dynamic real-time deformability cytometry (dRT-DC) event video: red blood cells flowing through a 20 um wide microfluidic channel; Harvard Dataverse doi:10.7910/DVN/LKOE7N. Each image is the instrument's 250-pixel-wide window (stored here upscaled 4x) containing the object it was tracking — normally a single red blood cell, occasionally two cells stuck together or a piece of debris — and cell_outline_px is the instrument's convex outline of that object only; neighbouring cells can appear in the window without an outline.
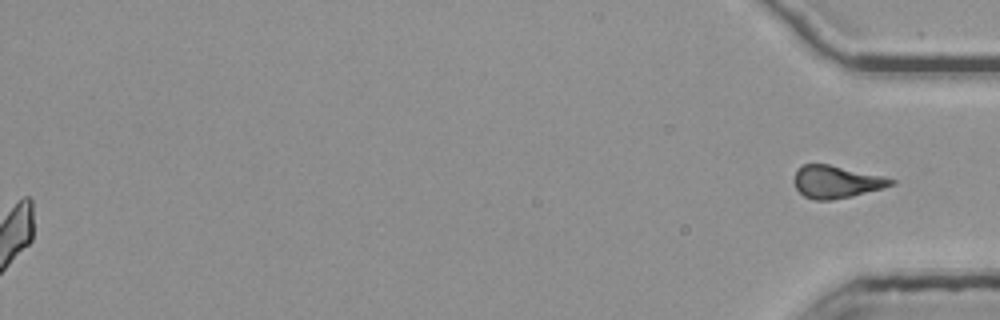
{"species": "common noctule bat (a hibernating species)", "species_latin": "Nyctalus noctula", "temperature_condition": "room temperature", "stored_images_in_passage": 39, "segment_of_instrument_passage": [2, 2], "camera_frame_rate_fps": 3000, "um_per_image_px": 0.085, "animal": {"sex": "female", "body_mass_g": 25.1}, "frame": {"image": 1, "passage_image": 39, "time_ms": 12.667, "image_size_px": [1000, 320], "cell_outline_px": [[896, 184], [884, 188], [852, 196], [832, 200], [816, 200], [804, 196], [796, 188], [792, 180], [796, 168], [800, 164], [828, 164], [880, 176], [896, 180]], "centroid_in_image_um": [71.04, 15.45], "position_along_channel_um": 364.2, "area_um2": 18.38}}